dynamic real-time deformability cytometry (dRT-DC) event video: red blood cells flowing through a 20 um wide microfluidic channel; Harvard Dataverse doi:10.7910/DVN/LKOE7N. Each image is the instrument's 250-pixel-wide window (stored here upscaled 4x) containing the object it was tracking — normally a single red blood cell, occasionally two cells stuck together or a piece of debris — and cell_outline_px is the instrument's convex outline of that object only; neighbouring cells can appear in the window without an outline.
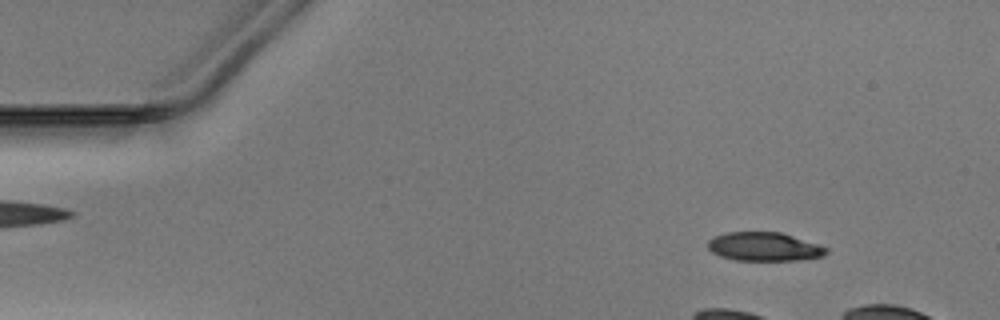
{"species": "Egyptian fruit bat (a non-hibernating species)", "species_latin": "Rousettus aegyptiacus", "temperature_condition": "warm", "stored_images_in_passage": 10, "camera_frame_rate_fps": 3000, "um_per_image_px": 0.085, "animal": {"sex": "male"}, "frame": {"image": 1, "passage_image": 2, "time_ms": 0.333, "image_size_px": [1000, 320], "cell_outline_px": [[828, 252], [824, 256], [796, 260], [736, 260], [720, 256], [712, 252], [708, 248], [708, 240], [712, 236], [728, 232], [780, 232], [820, 244], [828, 248]], "centroid_in_image_um": [64.96, 20.96], "position_along_channel_um": 20.0, "area_um2": 19.88}}